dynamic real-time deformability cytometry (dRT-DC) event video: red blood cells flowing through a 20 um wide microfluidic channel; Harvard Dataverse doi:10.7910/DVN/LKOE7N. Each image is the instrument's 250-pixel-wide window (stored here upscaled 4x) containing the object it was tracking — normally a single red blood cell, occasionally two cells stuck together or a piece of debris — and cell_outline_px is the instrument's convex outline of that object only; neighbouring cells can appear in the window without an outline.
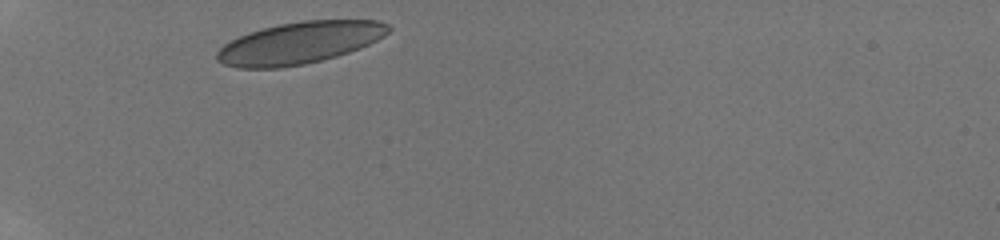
{"species": "human", "species_latin": "Homo sapiens", "temperature_condition": "room temperature", "stored_images_in_passage": 16, "camera_frame_rate_fps": 3000, "um_per_image_px": 0.085, "donor": {"sex": "male"}, "frame": {"image": 1, "passage_image": 1, "time_ms": 0.0, "image_size_px": [1000, 240], "cell_outline_px": [[392, 28], [384, 36], [360, 48], [336, 56], [304, 64], [280, 68], [236, 68], [224, 64], [216, 60], [216, 52], [224, 44], [248, 32], [260, 28], [280, 24], [304, 20], [380, 20], [388, 24]], "centroid_in_image_um": [25.45, 3.64], "position_along_channel_um": 59.5, "area_um2": 41.85}}
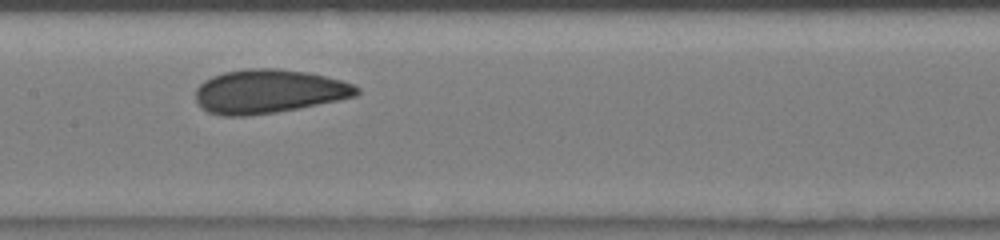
{"frame": {"image": 2, "passage_image": 6, "time_ms": 3.667, "image_size_px": [1000, 240], "cell_outline_px": [[360, 92], [356, 96], [276, 112], [248, 116], [220, 116], [208, 112], [200, 108], [196, 100], [196, 88], [204, 80], [212, 76], [224, 72], [244, 68], [276, 68], [304, 72], [324, 76], [340, 80], [352, 84], [360, 88]], "centroid_in_image_um": [22.77, 7.77], "position_along_channel_um": 184.6, "area_um2": 41.04}}
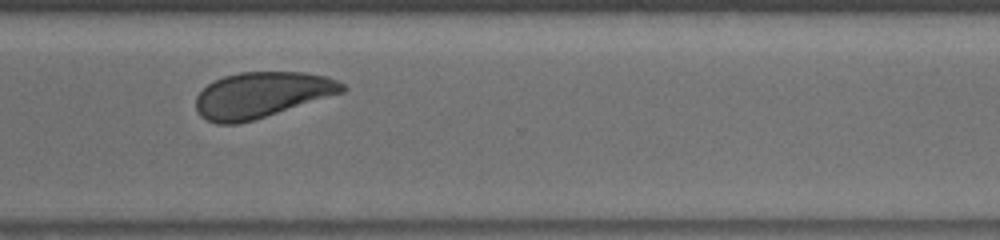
{"frame": {"image": 3, "passage_image": 15, "time_ms": 7.667, "image_size_px": [1000, 240], "cell_outline_px": [[348, 88], [344, 92], [252, 120], [236, 124], [216, 124], [200, 116], [196, 108], [196, 96], [208, 84], [224, 76], [240, 72], [304, 72], [324, 76], [336, 80], [344, 84]], "centroid_in_image_um": [22.23, 8.06], "position_along_channel_um": 348.4, "area_um2": 38.61}}